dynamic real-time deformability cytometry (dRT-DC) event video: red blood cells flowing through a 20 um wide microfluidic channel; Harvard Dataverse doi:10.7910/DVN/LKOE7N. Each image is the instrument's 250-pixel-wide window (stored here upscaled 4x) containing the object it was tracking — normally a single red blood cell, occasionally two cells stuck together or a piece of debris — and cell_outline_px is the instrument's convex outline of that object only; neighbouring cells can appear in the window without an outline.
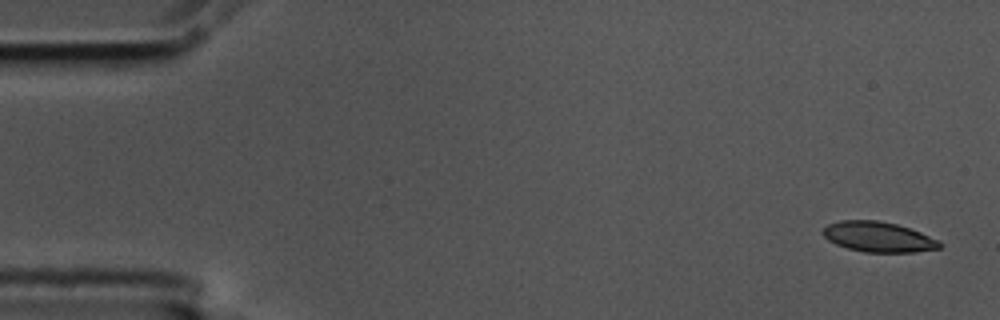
{"species": "common noctule bat (a hibernating species)", "species_latin": "Nyctalus noctula", "temperature_condition": "cold", "stored_images_in_passage": 5, "camera_frame_rate_fps": 3000, "um_per_image_px": 0.085, "animal": {"sex": "male", "body_mass_g": 17.5, "forearm_length_mm": 52.3}, "frame": {"image": 1, "passage_image": 1, "time_ms": 0.0, "image_size_px": [1000, 320], "cell_outline_px": [[944, 244], [940, 248], [916, 252], [864, 252], [848, 248], [836, 244], [828, 240], [820, 232], [828, 224], [840, 220], [880, 220], [896, 224], [920, 232], [940, 240]], "centroid_in_image_um": [74.67, 20.13], "position_along_channel_um": 10.3, "area_um2": 20.69}}
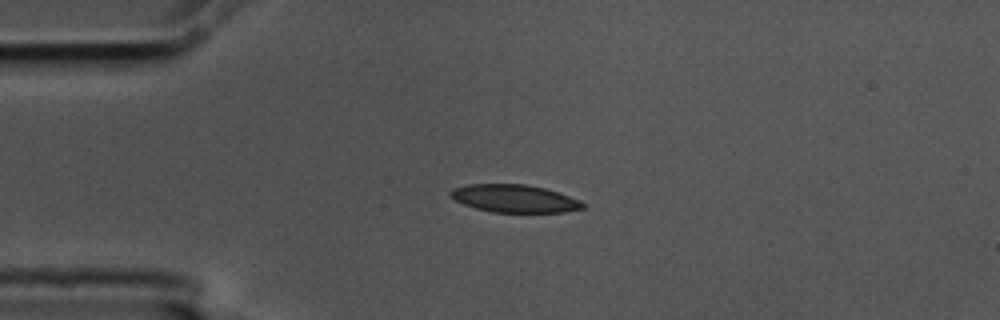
{"frame": {"image": 2, "passage_image": 4, "time_ms": 1.0, "image_size_px": [1000, 320], "cell_outline_px": [[584, 208], [564, 212], [492, 212], [476, 208], [464, 204], [448, 196], [448, 192], [452, 188], [468, 184], [524, 184], [544, 188], [580, 200], [584, 204]], "centroid_in_image_um": [43.68, 16.87], "position_along_channel_um": 41.3, "area_um2": 21.27}}